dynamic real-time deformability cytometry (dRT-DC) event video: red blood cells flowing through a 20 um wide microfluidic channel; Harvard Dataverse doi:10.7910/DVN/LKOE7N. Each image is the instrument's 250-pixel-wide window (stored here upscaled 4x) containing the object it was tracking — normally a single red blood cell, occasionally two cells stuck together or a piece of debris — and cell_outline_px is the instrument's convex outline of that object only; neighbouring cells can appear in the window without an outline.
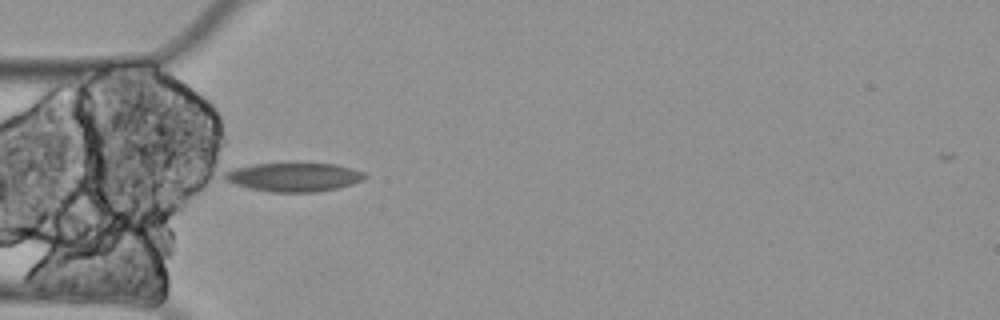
{"species": "Egyptian fruit bat (a non-hibernating species)", "species_latin": "Rousettus aegyptiacus", "temperature_condition": "cold", "stored_images_in_passage": 6, "camera_frame_rate_fps": 3000, "um_per_image_px": 0.085, "animal": {"sex": "female"}, "frame": {"image": 1, "passage_image": 5, "time_ms": 1.333, "image_size_px": [1000, 320], "cell_outline_px": [[368, 176], [352, 184], [336, 188], [316, 192], [272, 192], [248, 188], [224, 180], [224, 172], [232, 168], [252, 164], [336, 164], [352, 168], [364, 172]], "centroid_in_image_um": [24.95, 15.05], "position_along_channel_um": 60.1, "area_um2": 23.35}}
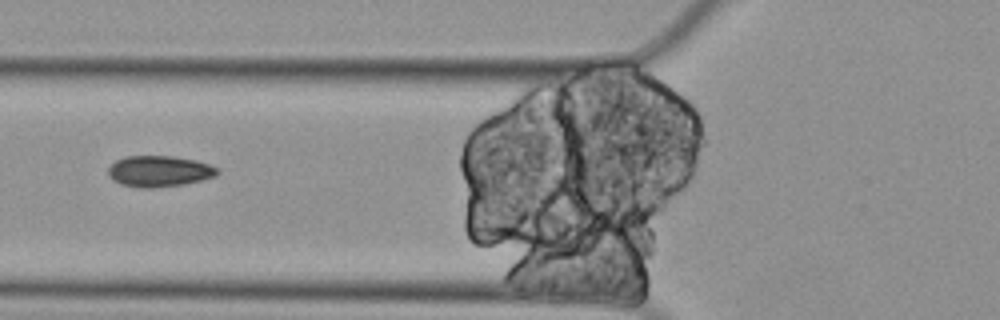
{"frame": {"image": 2, "passage_image": 6, "time_ms": 1.667, "image_size_px": [1000, 320], "cell_outline_px": [[220, 172], [216, 176], [184, 184], [152, 188], [148, 188], [124, 184], [112, 180], [108, 176], [108, 168], [116, 160], [124, 156], [172, 156], [196, 160], [220, 168]], "centroid_in_image_um": [13.56, 14.54], "position_along_channel_um": 112.2, "area_um2": 19.71}}